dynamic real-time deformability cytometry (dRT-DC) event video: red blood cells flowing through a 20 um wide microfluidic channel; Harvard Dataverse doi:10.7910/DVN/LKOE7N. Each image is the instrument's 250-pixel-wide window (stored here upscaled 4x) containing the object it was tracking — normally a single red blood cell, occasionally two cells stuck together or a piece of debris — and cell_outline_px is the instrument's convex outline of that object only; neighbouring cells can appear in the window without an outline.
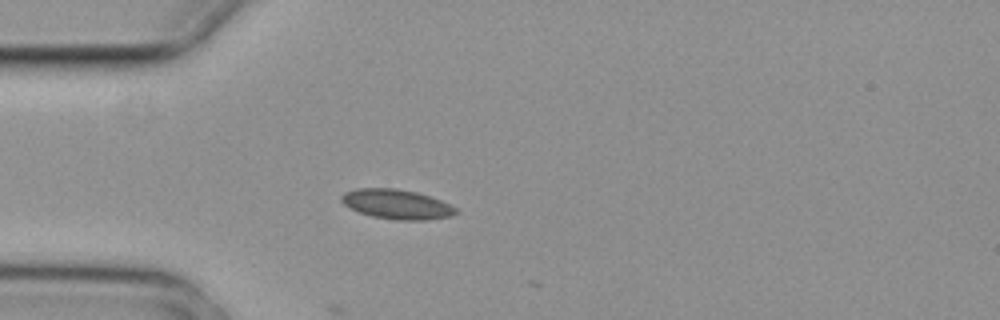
{"species": "common noctule bat (a hibernating species)", "species_latin": "Nyctalus noctula", "temperature_condition": "cold", "stored_images_in_passage": 2, "camera_frame_rate_fps": 3000, "um_per_image_px": 0.085, "animal": {"sex": "female", "body_mass_g": 29.2, "forearm_length_mm": 56.3}, "frame": {"image": 1, "passage_image": 1, "time_ms": 0.0, "image_size_px": [1000, 320], "cell_outline_px": [[460, 212], [452, 216], [428, 220], [396, 220], [372, 216], [348, 208], [340, 200], [340, 196], [344, 192], [356, 188], [396, 188], [416, 192], [440, 200], [456, 208]], "centroid_in_image_um": [33.7, 17.36], "position_along_channel_um": 51.3, "area_um2": 19.88}}